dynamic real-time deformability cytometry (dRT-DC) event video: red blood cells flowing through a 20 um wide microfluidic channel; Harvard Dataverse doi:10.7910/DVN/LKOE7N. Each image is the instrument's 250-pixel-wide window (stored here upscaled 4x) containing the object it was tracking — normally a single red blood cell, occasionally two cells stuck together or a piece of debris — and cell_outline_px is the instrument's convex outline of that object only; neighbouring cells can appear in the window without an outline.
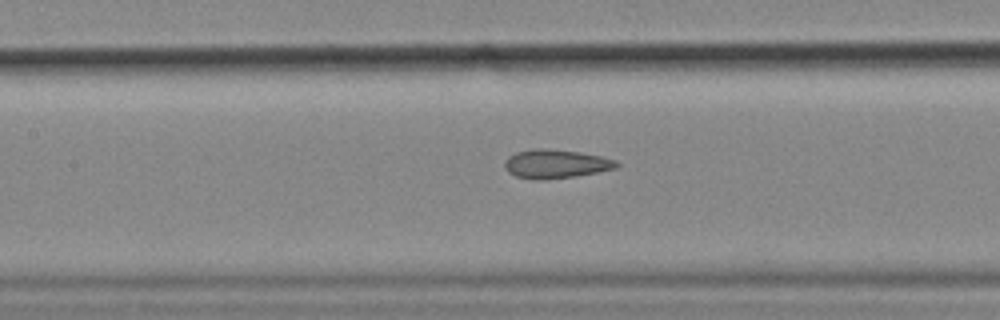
{"species": "common noctule bat (a hibernating species)", "species_latin": "Nyctalus noctula", "temperature_condition": "cold", "stored_images_in_passage": 56, "camera_frame_rate_fps": 3000, "um_per_image_px": 0.085, "animal": {"sex": "female", "body_mass_g": 18.4}, "frame": {"image": 1, "passage_image": 25, "time_ms": 8.0, "image_size_px": [1000, 320], "cell_outline_px": [[620, 164], [616, 168], [596, 172], [572, 176], [536, 180], [532, 180], [516, 176], [508, 172], [504, 168], [504, 160], [508, 156], [516, 152], [532, 148], [544, 148], [580, 152], [600, 156], [616, 160]], "centroid_in_image_um": [47.18, 13.92], "position_along_channel_um": 160.2, "area_um2": 18.73}, "authors_computed_cell_mechanics": {"area_um2": 19.2763, "velocity_mm_per_s": 3.5722, "shape_relaxation_time_tau1_ms": null, "shape_relaxation_time_tau2_ms": 1.6961, "deformation_change_tau1": null, "deformation_change_tau2": 0.1028}}